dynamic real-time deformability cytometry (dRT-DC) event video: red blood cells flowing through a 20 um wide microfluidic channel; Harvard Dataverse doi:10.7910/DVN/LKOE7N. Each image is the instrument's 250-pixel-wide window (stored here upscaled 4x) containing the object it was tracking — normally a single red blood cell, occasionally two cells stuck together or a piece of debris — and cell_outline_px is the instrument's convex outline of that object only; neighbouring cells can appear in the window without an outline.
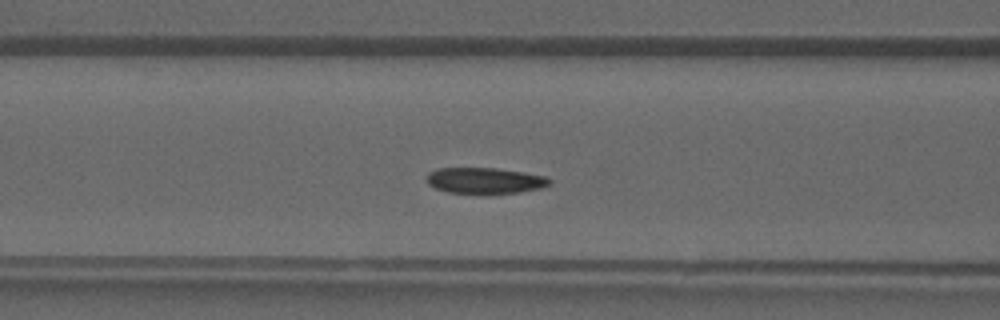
{"species": "common noctule bat (a hibernating species)", "species_latin": "Nyctalus noctula", "temperature_condition": "warm", "stored_images_in_passage": 37, "segment_of_instrument_passage": [1, 2], "camera_frame_rate_fps": 3000, "um_per_image_px": 0.085, "animal": {"sex": "male", "forearm_length_mm": 52.5}, "frame": {"image": 1, "passage_image": 12, "time_ms": 3.667, "image_size_px": [1000, 320], "cell_outline_px": [[552, 184], [540, 188], [520, 192], [488, 196], [480, 196], [448, 192], [436, 188], [428, 184], [428, 172], [436, 168], [496, 168], [524, 172], [548, 176], [552, 180]], "centroid_in_image_um": [41.26, 15.39], "position_along_channel_um": 125.3, "area_um2": 19.48}}
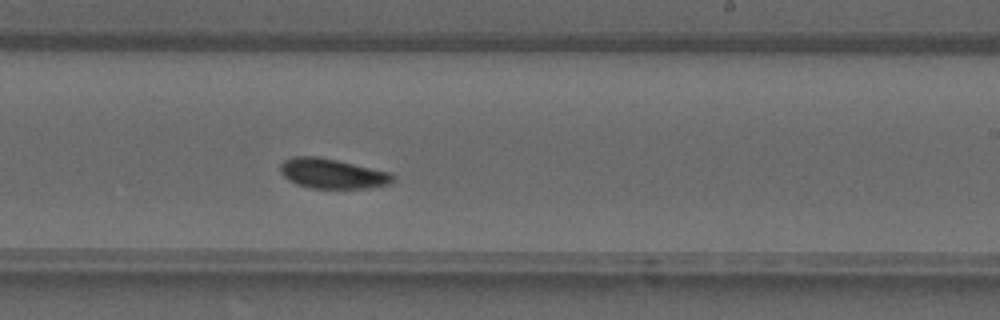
{"frame": {"image": 2, "passage_image": 20, "time_ms": 6.333, "image_size_px": [1000, 320], "cell_outline_px": [[396, 180], [392, 184], [372, 188], [312, 188], [296, 184], [288, 180], [280, 172], [280, 164], [284, 160], [292, 156], [316, 156], [336, 160], [388, 172], [396, 176]], "centroid_in_image_um": [28.26, 14.76], "position_along_channel_um": 260.7, "area_um2": 19.71}}
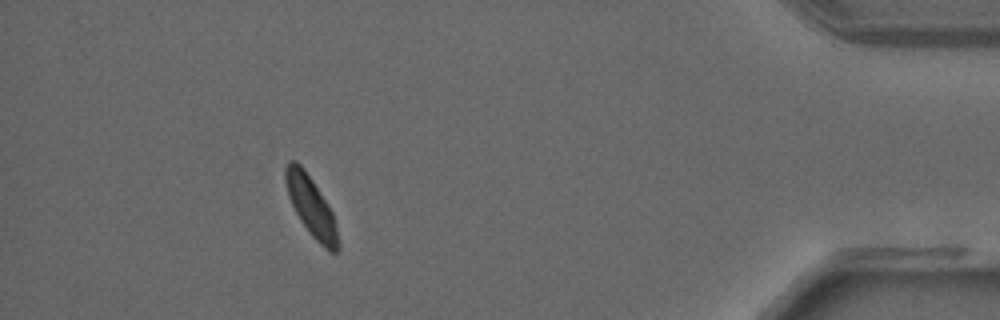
{"frame": {"image": 3, "passage_image": 32, "time_ms": 10.333, "image_size_px": [1000, 320], "cell_outline_px": [[340, 248], [336, 252], [328, 252], [312, 236], [300, 220], [288, 196], [284, 180], [284, 168], [288, 160], [296, 160], [304, 168], [328, 204], [332, 212], [340, 244]], "centroid_in_image_um": [26.43, 17.53], "position_along_channel_um": 408.8, "area_um2": 18.32}}